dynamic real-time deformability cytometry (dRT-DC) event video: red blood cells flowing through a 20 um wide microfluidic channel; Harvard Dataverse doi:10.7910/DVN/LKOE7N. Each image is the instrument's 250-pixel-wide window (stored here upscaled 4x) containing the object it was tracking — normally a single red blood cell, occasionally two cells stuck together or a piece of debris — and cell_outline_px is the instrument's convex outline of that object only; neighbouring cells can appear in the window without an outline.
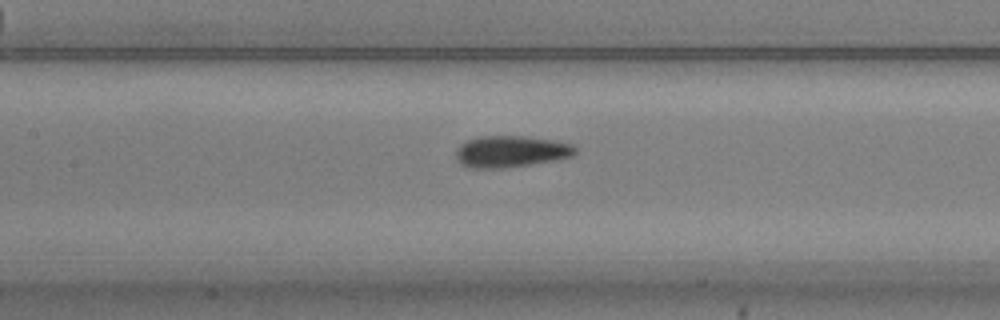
{"species": "common noctule bat (a hibernating species)", "species_latin": "Nyctalus noctula", "temperature_condition": "warm", "stored_images_in_passage": 49, "camera_frame_rate_fps": 3000, "um_per_image_px": 0.085, "animal": {"sex": "male", "body_mass_g": 20.5, "forearm_length_mm": 52.5}, "frame": {"image": 1, "passage_image": 19, "time_ms": 6.0, "image_size_px": [1000, 320], "cell_outline_px": [[576, 152], [572, 156], [556, 160], [532, 164], [504, 168], [468, 168], [460, 164], [456, 160], [456, 148], [460, 144], [468, 140], [480, 136], [524, 136], [556, 140], [572, 144], [576, 148]], "centroid_in_image_um": [43.41, 12.88], "position_along_channel_um": 164.0, "area_um2": 22.2}}
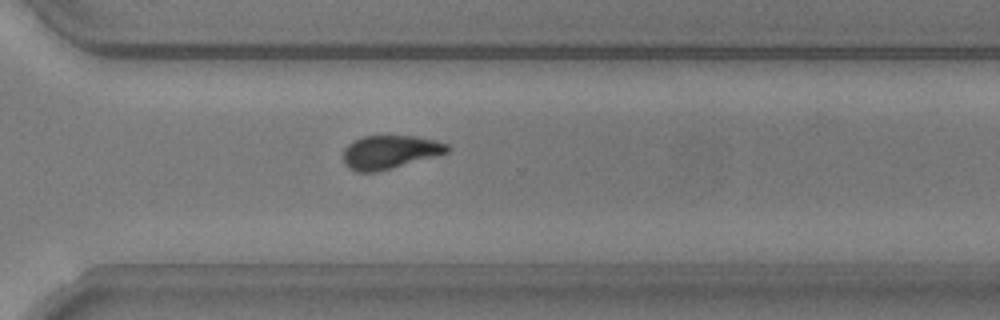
{"frame": {"image": 2, "passage_image": 33, "time_ms": 10.667, "image_size_px": [1000, 320], "cell_outline_px": [[452, 148], [448, 152], [392, 168], [376, 172], [356, 172], [348, 168], [344, 164], [344, 148], [352, 140], [364, 136], [416, 136], [436, 140], [448, 144]], "centroid_in_image_um": [33.12, 12.92], "position_along_channel_um": 337.5, "area_um2": 20.35}}
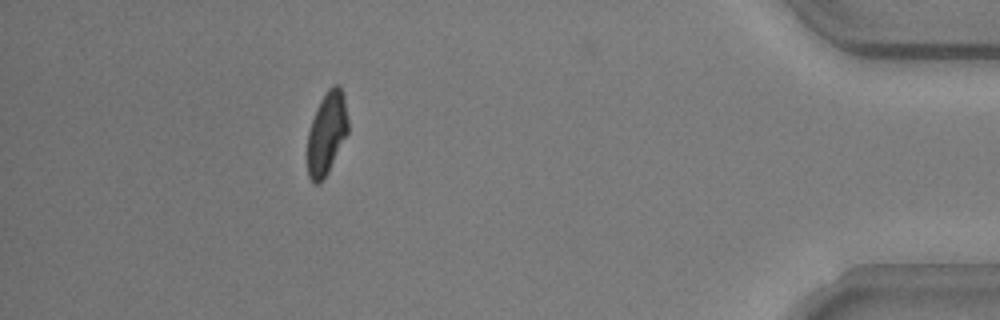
{"frame": {"image": 3, "passage_image": 43, "time_ms": 14.0, "image_size_px": [1000, 320], "cell_outline_px": [[348, 132], [328, 172], [316, 184], [308, 176], [308, 132], [316, 108], [320, 100], [328, 88], [332, 84], [340, 84], [344, 96], [348, 120]], "centroid_in_image_um": [27.78, 11.25], "position_along_channel_um": 407.4, "area_um2": 19.36}, "authors_computed_cell_mechanics": {"area_um2": 20.808, "velocity_mm_per_s": 3.73, "shape_relaxation_time_tau1_ms": 4.93, "shape_relaxation_time_tau2_ms": 1.9465, "deformation_change_tau1": 0.142, "deformation_change_tau2": 0.0769}}